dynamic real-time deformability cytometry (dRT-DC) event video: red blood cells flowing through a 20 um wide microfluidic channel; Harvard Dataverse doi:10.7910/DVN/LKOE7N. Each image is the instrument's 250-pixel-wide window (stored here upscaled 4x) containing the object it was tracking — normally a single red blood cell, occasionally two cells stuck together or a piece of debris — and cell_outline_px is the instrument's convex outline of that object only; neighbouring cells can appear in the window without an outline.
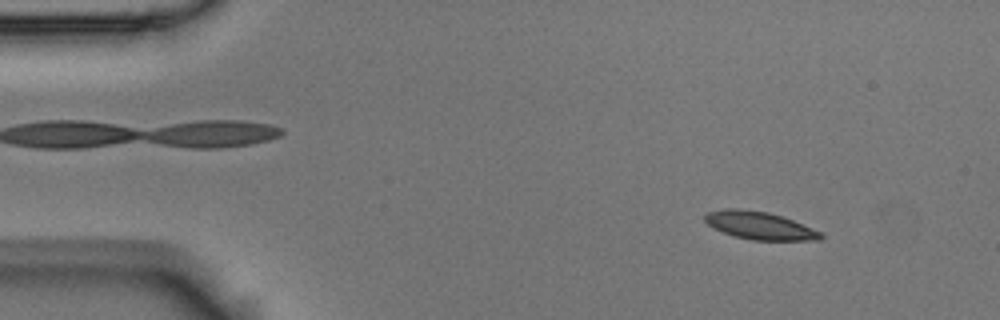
{"species": "Egyptian fruit bat (a non-hibernating species)", "species_latin": "Rousettus aegyptiacus", "temperature_condition": "room temperature", "stored_images_in_passage": 3, "camera_frame_rate_fps": 3000, "um_per_image_px": 0.085, "animal": {"sex": "male"}, "frame": {"image": 1, "passage_image": 1, "time_ms": 0.0, "image_size_px": [1000, 320], "cell_outline_px": [[824, 236], [820, 240], [752, 240], [736, 236], [712, 228], [704, 220], [704, 216], [708, 212], [724, 208], [736, 208], [768, 212], [792, 220], [812, 228], [820, 232]], "centroid_in_image_um": [64.54, 19.17], "position_along_channel_um": 20.5, "area_um2": 18.55}}
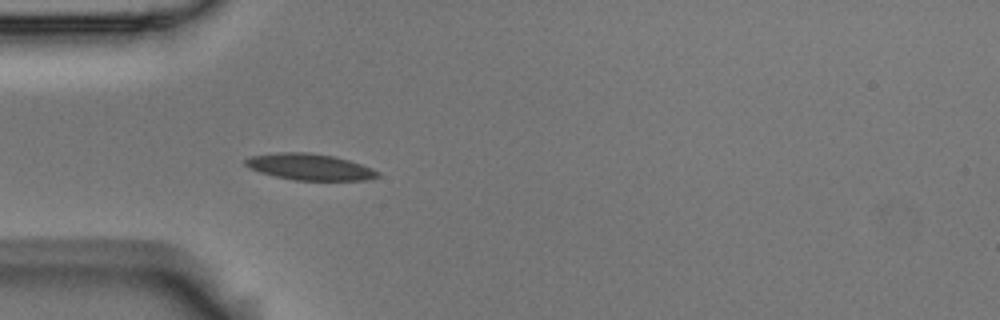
{"frame": {"image": 2, "passage_image": 3, "time_ms": 0.667, "image_size_px": [1000, 320], "cell_outline_px": [[380, 176], [368, 180], [296, 180], [276, 176], [260, 172], [248, 168], [244, 164], [244, 160], [252, 156], [276, 152], [308, 152], [332, 156], [348, 160], [372, 168], [380, 172]], "centroid_in_image_um": [26.32, 14.18], "position_along_channel_um": 58.7, "area_um2": 20.23}}